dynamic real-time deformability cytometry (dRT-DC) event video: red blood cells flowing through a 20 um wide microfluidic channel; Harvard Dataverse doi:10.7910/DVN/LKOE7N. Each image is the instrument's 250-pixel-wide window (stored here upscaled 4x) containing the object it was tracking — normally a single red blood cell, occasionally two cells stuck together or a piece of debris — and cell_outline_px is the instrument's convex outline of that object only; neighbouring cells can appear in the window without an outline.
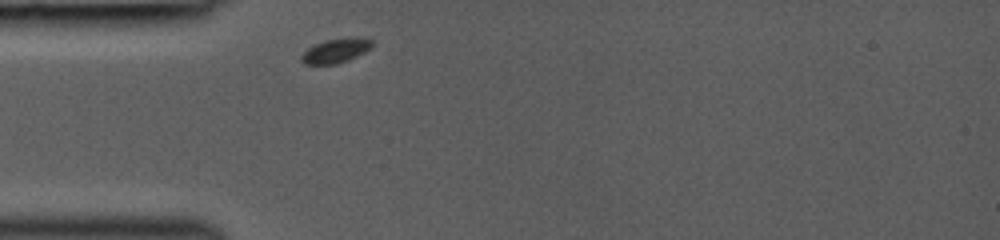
{"species": "common noctule bat (a hibernating species)", "species_latin": "Nyctalus noctula", "temperature_condition": "room temperature", "stored_images_in_passage": 25, "camera_frame_rate_fps": 3000, "um_per_image_px": 0.085, "animal": {"sex": "female", "body_mass_g": 19.0, "forearm_length_mm": 53.3}, "frame": {"image": 1, "passage_image": 1, "time_ms": 0.0, "image_size_px": [1000, 240], "cell_outline_px": [[372, 48], [348, 60], [336, 64], [304, 64], [300, 60], [300, 56], [308, 48], [324, 40], [368, 36], [372, 40]], "centroid_in_image_um": [28.57, 4.3], "position_along_channel_um": 56.4, "area_um2": 10.06}}
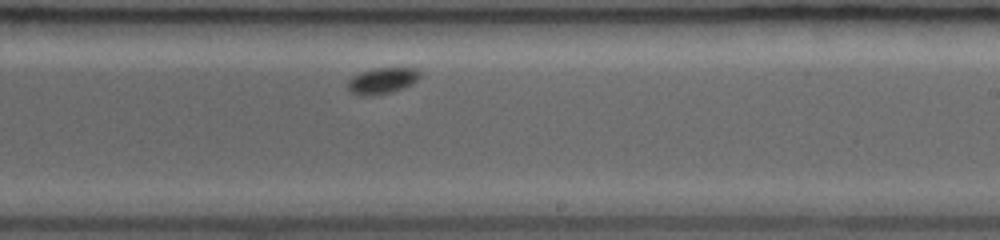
{"frame": {"image": 2, "passage_image": 15, "time_ms": 5.0, "image_size_px": [1000, 240], "cell_outline_px": [[420, 76], [412, 84], [404, 88], [388, 92], [364, 96], [360, 96], [352, 92], [348, 88], [348, 80], [352, 76], [360, 72], [372, 68], [416, 68], [420, 72]], "centroid_in_image_um": [32.48, 6.84], "position_along_channel_um": 256.5, "area_um2": 10.87}}
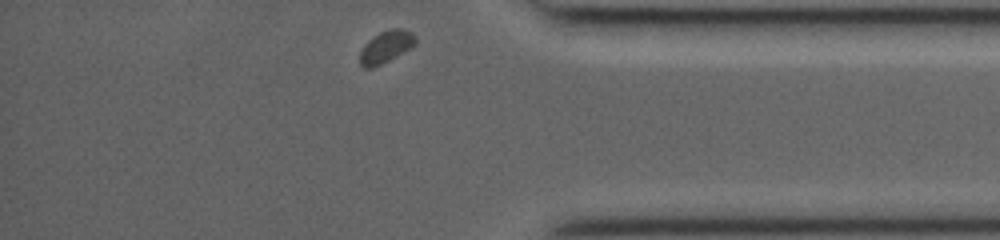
{"frame": {"image": 3, "passage_image": 25, "time_ms": 8.667, "image_size_px": [1000, 240], "cell_outline_px": [[416, 44], [388, 60], [372, 68], [364, 68], [360, 64], [360, 52], [364, 44], [368, 40], [380, 32], [392, 28], [404, 28], [412, 32], [416, 36]], "centroid_in_image_um": [32.81, 3.95], "position_along_channel_um": 402.4, "area_um2": 10.29}}